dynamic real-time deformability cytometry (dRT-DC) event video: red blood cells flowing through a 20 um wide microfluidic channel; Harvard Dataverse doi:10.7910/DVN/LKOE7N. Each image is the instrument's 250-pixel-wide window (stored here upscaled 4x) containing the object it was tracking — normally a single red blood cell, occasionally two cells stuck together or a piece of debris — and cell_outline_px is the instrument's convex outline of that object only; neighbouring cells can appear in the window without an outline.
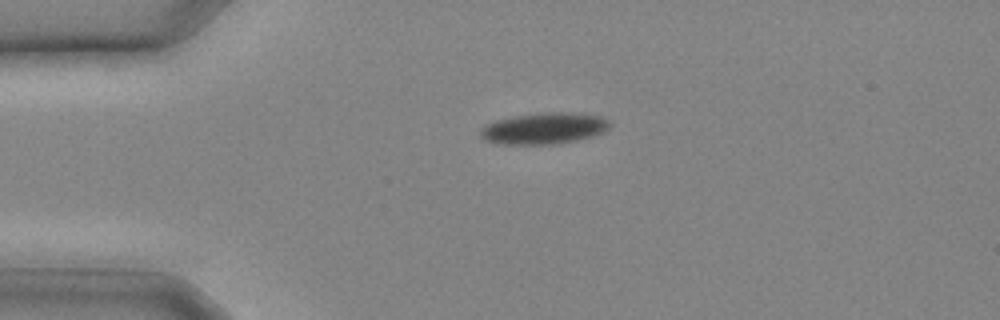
{"species": "common noctule bat (a hibernating species)", "species_latin": "Nyctalus noctula", "temperature_condition": "cold", "stored_images_in_passage": 8, "camera_frame_rate_fps": 3000, "um_per_image_px": 0.085, "animal": {"sex": "male", "body_mass_g": 20.4}, "frame": {"image": 1, "passage_image": 1, "time_ms": 0.0, "image_size_px": [1000, 320], "cell_outline_px": [[612, 124], [604, 132], [592, 136], [576, 140], [556, 144], [496, 144], [484, 140], [480, 136], [480, 128], [496, 120], [516, 116], [548, 112], [564, 112], [600, 116], [608, 120]], "centroid_in_image_um": [46.23, 10.92], "position_along_channel_um": 38.8, "area_um2": 23.52}}
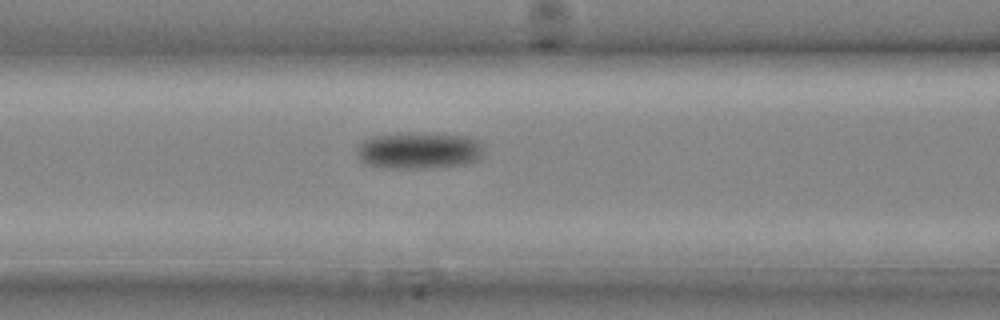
{"frame": {"image": 2, "passage_image": 6, "time_ms": 1.667, "image_size_px": [1000, 320], "cell_outline_px": [[484, 156], [476, 160], [464, 164], [432, 168], [380, 168], [364, 164], [356, 156], [356, 148], [364, 140], [372, 136], [408, 132], [468, 136], [480, 140]], "centroid_in_image_um": [35.58, 12.8], "position_along_channel_um": 131.0, "area_um2": 27.63}}
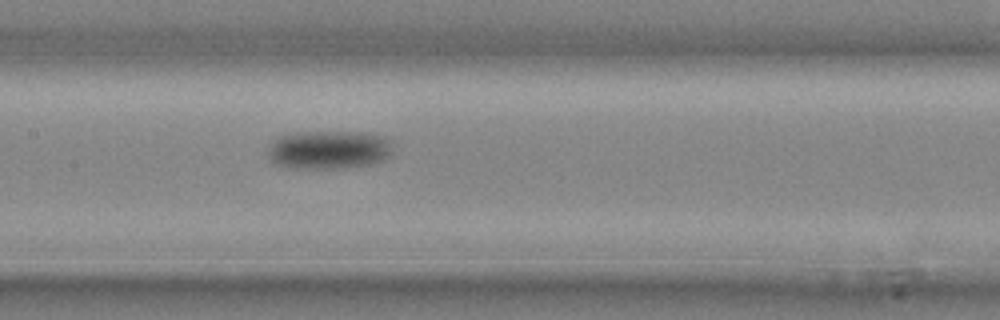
{"frame": {"image": 3, "passage_image": 8, "time_ms": 2.333, "image_size_px": [1000, 320], "cell_outline_px": [[392, 156], [384, 160], [372, 164], [344, 168], [288, 168], [272, 160], [268, 156], [268, 144], [276, 136], [296, 132], [352, 132], [384, 136], [388, 140], [392, 152]], "centroid_in_image_um": [27.92, 12.73], "position_along_channel_um": 179.5, "area_um2": 28.21}}